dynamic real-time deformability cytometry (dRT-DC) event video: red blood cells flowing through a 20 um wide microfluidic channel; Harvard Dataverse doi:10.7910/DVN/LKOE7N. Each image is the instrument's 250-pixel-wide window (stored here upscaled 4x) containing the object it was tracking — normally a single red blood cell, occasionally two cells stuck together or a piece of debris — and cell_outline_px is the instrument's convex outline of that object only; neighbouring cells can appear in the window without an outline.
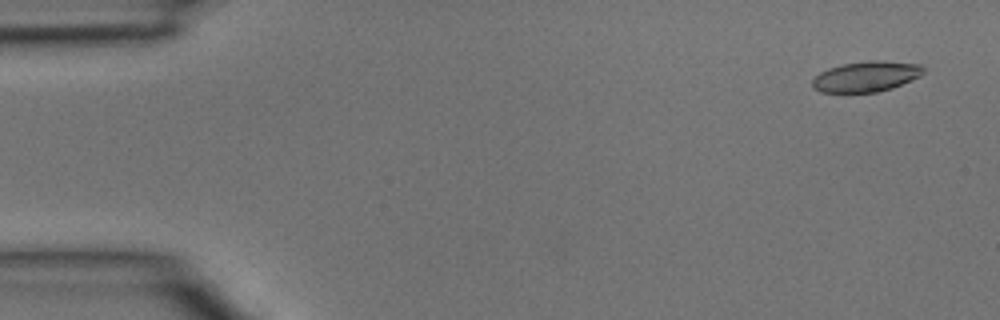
{"species": "common noctule bat (a hibernating species)", "species_latin": "Nyctalus noctula", "temperature_condition": "room temperature", "stored_images_in_passage": 4, "camera_frame_rate_fps": 3000, "um_per_image_px": 0.085, "animal": {"sex": "male", "body_mass_g": 15.6}, "frame": {"image": 1, "passage_image": 1, "time_ms": 0.0, "image_size_px": [1000, 320], "cell_outline_px": [[924, 72], [920, 76], [892, 88], [876, 92], [820, 92], [812, 88], [812, 80], [820, 72], [828, 68], [840, 64], [868, 60], [880, 60], [920, 64], [924, 68]], "centroid_in_image_um": [73.6, 6.49], "position_along_channel_um": 11.4, "area_um2": 19.83}}
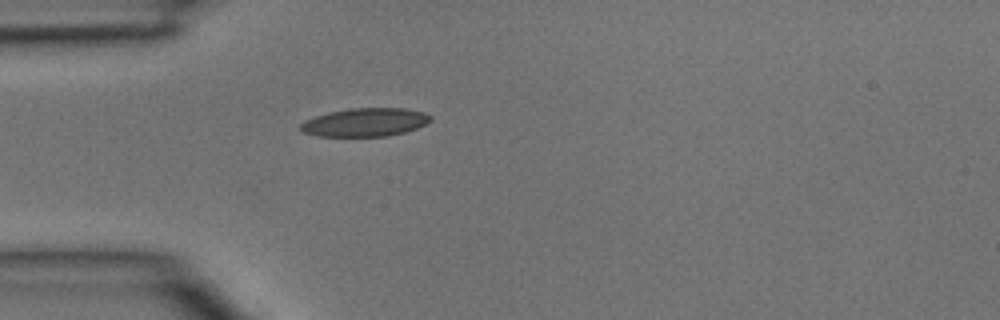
{"frame": {"image": 2, "passage_image": 4, "time_ms": 1.0, "image_size_px": [1000, 320], "cell_outline_px": [[432, 120], [416, 128], [404, 132], [388, 136], [316, 136], [304, 132], [300, 128], [300, 124], [304, 120], [328, 112], [348, 108], [404, 108], [424, 112], [432, 116]], "centroid_in_image_um": [31.03, 10.39], "position_along_channel_um": 54.0, "area_um2": 21.5}}